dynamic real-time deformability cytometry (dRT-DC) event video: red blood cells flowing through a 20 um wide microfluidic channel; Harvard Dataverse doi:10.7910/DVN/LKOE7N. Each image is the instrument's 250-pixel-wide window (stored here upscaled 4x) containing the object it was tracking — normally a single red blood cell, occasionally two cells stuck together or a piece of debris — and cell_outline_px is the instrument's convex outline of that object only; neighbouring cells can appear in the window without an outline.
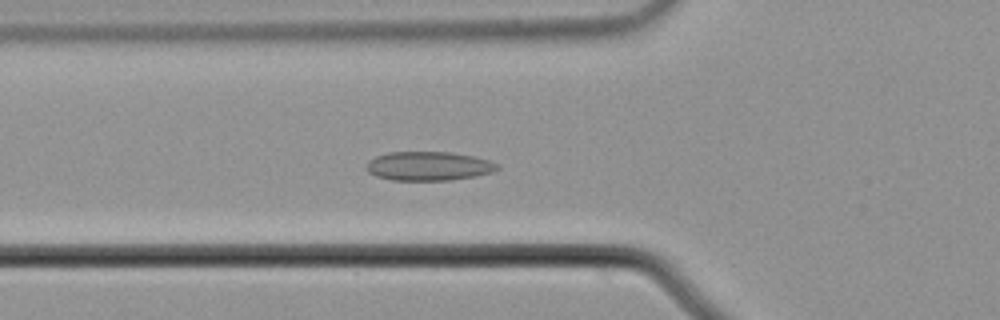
{"species": "common noctule bat (a hibernating species)", "species_latin": "Nyctalus noctula", "temperature_condition": "cold", "stored_images_in_passage": 58, "camera_frame_rate_fps": 3000, "um_per_image_px": 0.085, "animal": {"sex": "male", "body_mass_g": 21.5, "forearm_length_mm": 52.0}, "frame": {"image": 1, "passage_image": 22, "time_ms": 7.0, "image_size_px": [1000, 320], "cell_outline_px": [[500, 168], [492, 172], [476, 176], [452, 180], [392, 180], [376, 176], [368, 172], [364, 168], [368, 160], [376, 156], [388, 152], [452, 152], [472, 156], [488, 160], [500, 164]], "centroid_in_image_um": [36.42, 14.11], "position_along_channel_um": 89.4, "area_um2": 22.31}}
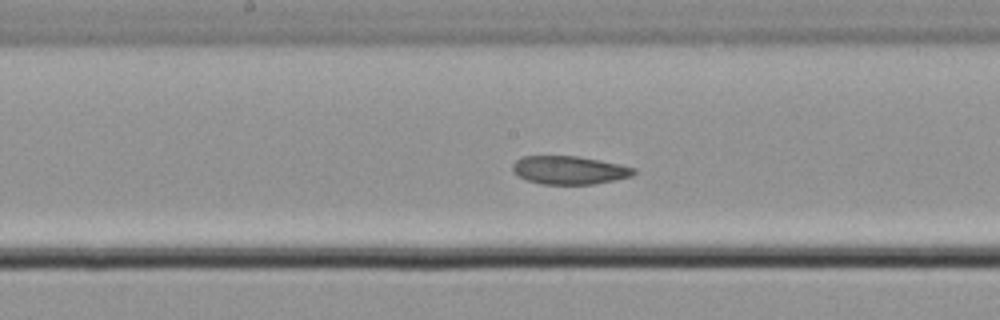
{"frame": {"image": 2, "passage_image": 31, "time_ms": 10.0, "image_size_px": [1000, 320], "cell_outline_px": [[636, 172], [632, 176], [592, 184], [540, 184], [516, 176], [512, 172], [512, 164], [516, 160], [524, 156], [576, 156], [600, 160], [620, 164], [636, 168]], "centroid_in_image_um": [48.36, 14.46], "position_along_channel_um": 199.8, "area_um2": 20.0}}
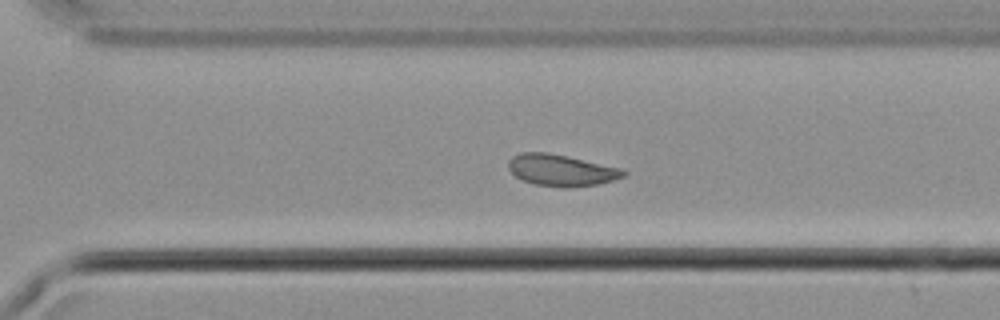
{"frame": {"image": 3, "passage_image": 41, "time_ms": 13.333, "image_size_px": [1000, 320], "cell_outline_px": [[628, 172], [624, 176], [600, 184], [564, 188], [532, 184], [520, 180], [508, 168], [508, 160], [512, 156], [520, 152], [548, 152], [568, 156], [620, 168]], "centroid_in_image_um": [47.66, 14.47], "position_along_channel_um": 322.9, "area_um2": 21.33}, "authors_computed_cell_mechanics": {"area_um2": 21.9351, "velocity_mm_per_s": 3.6853, "shape_relaxation_time_tau1_ms": null, "shape_relaxation_time_tau2_ms": 5.625, "deformation_change_tau1": null, "deformation_change_tau2": 0.0845}}